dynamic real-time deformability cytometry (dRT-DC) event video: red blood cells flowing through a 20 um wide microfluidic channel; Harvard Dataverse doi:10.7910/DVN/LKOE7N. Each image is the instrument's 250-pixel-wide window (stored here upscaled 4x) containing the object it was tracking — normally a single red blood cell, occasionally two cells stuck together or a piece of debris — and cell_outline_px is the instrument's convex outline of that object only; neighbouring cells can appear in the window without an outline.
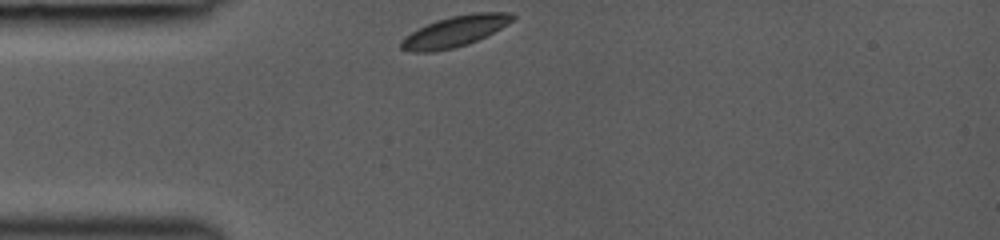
{"species": "common noctule bat (a hibernating species)", "species_latin": "Nyctalus noctula", "temperature_condition": "room temperature", "stored_images_in_passage": 34, "camera_frame_rate_fps": 3000, "um_per_image_px": 0.085, "animal": {"sex": "female", "body_mass_g": 19.0, "forearm_length_mm": 53.3}, "frame": {"image": 1, "passage_image": 1, "time_ms": 0.0, "image_size_px": [1000, 240], "cell_outline_px": [[516, 16], [508, 24], [468, 44], [452, 48], [432, 52], [412, 52], [400, 48], [400, 40], [404, 36], [436, 20], [452, 16], [472, 12], [512, 12]], "centroid_in_image_um": [38.65, 2.66], "position_along_channel_um": 46.3, "area_um2": 19.83}}
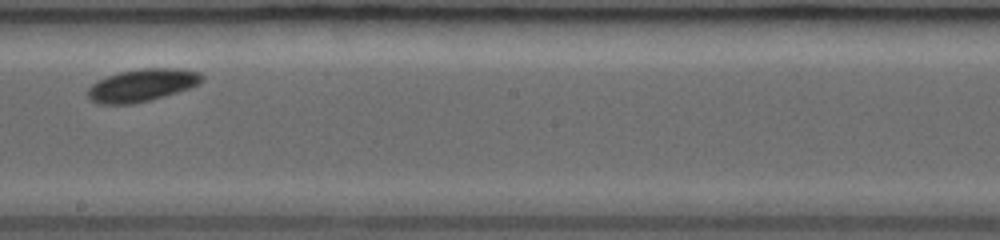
{"frame": {"image": 2, "passage_image": 22, "time_ms": 5.0, "image_size_px": [1000, 240], "cell_outline_px": [[204, 80], [188, 88], [164, 96], [132, 104], [96, 104], [88, 96], [88, 88], [96, 80], [120, 72], [140, 68], [180, 68], [200, 72], [204, 76]], "centroid_in_image_um": [12.06, 7.23], "position_along_channel_um": 236.1, "area_um2": 21.56}}
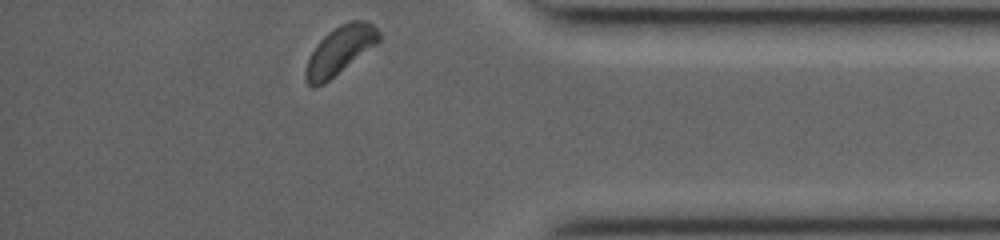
{"frame": {"image": 3, "passage_image": 34, "time_ms": 9.333, "image_size_px": [1000, 240], "cell_outline_px": [[380, 40], [376, 44], [324, 84], [312, 88], [308, 84], [304, 76], [304, 72], [308, 60], [316, 44], [328, 32], [340, 24], [352, 20], [364, 20], [372, 24], [380, 32]], "centroid_in_image_um": [28.87, 4.29], "position_along_channel_um": 406.3, "area_um2": 20.35}}